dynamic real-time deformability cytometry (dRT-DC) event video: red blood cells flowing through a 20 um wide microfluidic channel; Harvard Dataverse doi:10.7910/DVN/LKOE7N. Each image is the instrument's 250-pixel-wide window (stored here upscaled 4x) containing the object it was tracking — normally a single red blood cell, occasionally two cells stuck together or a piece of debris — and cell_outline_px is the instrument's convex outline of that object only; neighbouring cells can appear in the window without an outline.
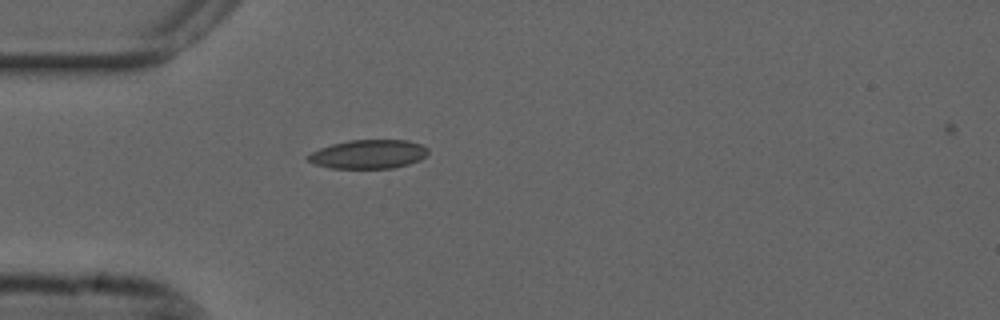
{"species": "common noctule bat (a hibernating species)", "species_latin": "Nyctalus noctula", "temperature_condition": "cold", "stored_images_in_passage": 36, "camera_frame_rate_fps": 3000, "um_per_image_px": 0.085, "animal": {"sex": "male", "forearm_length_mm": 52.5}, "frame": {"image": 1, "passage_image": 2, "time_ms": 0.333, "image_size_px": [1000, 320], "cell_outline_px": [[428, 152], [420, 160], [408, 164], [392, 168], [332, 168], [316, 164], [308, 160], [308, 156], [312, 152], [320, 148], [332, 144], [348, 140], [408, 140], [420, 144], [428, 148]], "centroid_in_image_um": [31.34, 13.1], "position_along_channel_um": 53.7, "area_um2": 20.0}}
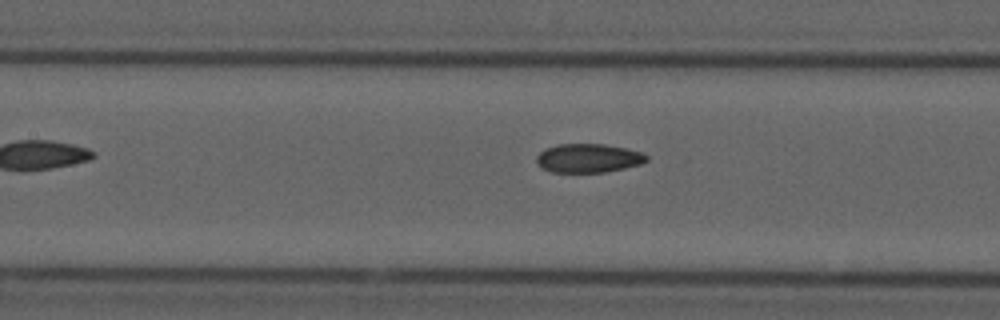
{"frame": {"image": 2, "passage_image": 11, "time_ms": 3.333, "image_size_px": [1000, 320], "cell_outline_px": [[648, 160], [640, 164], [624, 168], [604, 172], [552, 172], [536, 164], [536, 156], [544, 148], [556, 144], [604, 144], [624, 148], [640, 152], [648, 156]], "centroid_in_image_um": [49.97, 13.44], "position_along_channel_um": 157.4, "area_um2": 18.44}}
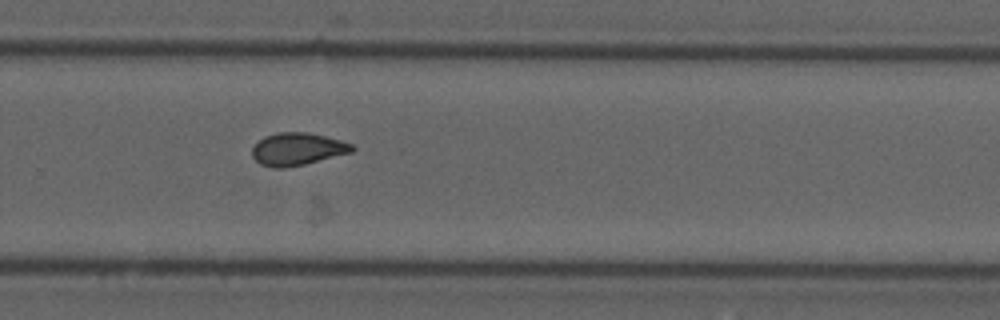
{"frame": {"image": 3, "passage_image": 23, "time_ms": 7.333, "image_size_px": [1000, 320], "cell_outline_px": [[356, 148], [352, 152], [304, 164], [284, 168], [272, 168], [260, 164], [252, 156], [252, 148], [264, 136], [280, 132], [308, 132], [340, 140], [352, 144]], "centroid_in_image_um": [25.27, 12.67], "position_along_channel_um": 304.5, "area_um2": 18.84}, "authors_computed_cell_mechanics": {"area_um2": 18.8428, "velocity_mm_per_s": 3.6851, "shape_relaxation_time_tau1_ms": null, "shape_relaxation_time_tau2_ms": 3.3619, "deformation_change_tau1": null, "deformation_change_tau2": 0.0795}}